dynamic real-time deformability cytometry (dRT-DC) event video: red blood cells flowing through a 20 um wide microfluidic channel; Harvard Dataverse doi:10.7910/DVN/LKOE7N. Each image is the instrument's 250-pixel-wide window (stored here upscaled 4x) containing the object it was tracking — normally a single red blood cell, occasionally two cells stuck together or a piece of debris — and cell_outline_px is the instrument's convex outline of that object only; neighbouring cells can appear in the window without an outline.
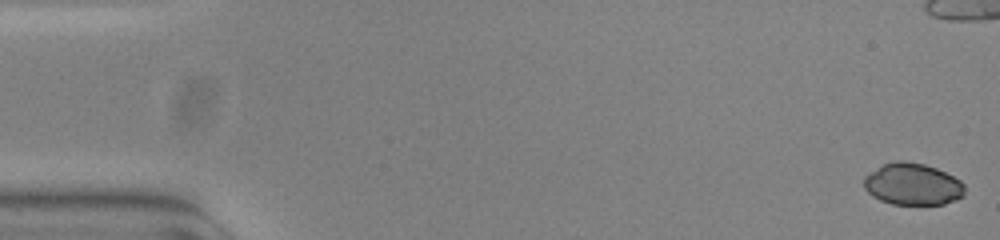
{"species": "common noctule bat (a hibernating species)", "species_latin": "Nyctalus noctula", "temperature_condition": "warm", "stored_images_in_passage": 43, "camera_frame_rate_fps": 3000, "um_per_image_px": 0.085, "animal": {"sex": "female", "body_mass_g": 23.0, "forearm_length_mm": 53.4}, "frame": {"image": 1, "passage_image": 1, "time_ms": 0.0, "image_size_px": [1000, 240], "cell_outline_px": [[964, 196], [956, 200], [944, 204], [892, 204], [880, 200], [872, 196], [864, 188], [864, 176], [884, 164], [896, 160], [904, 160], [924, 164], [936, 168], [960, 180], [964, 184]], "centroid_in_image_um": [77.57, 15.66], "position_along_channel_um": 7.4, "area_um2": 24.57}}
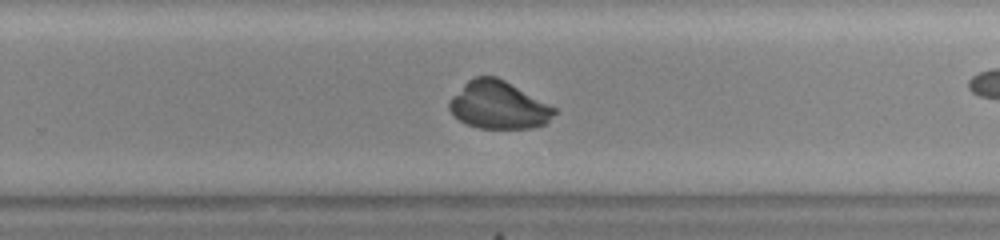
{"frame": {"image": 2, "passage_image": 35, "time_ms": 11.333, "image_size_px": [1000, 240], "cell_outline_px": [[556, 112], [544, 124], [532, 128], [480, 128], [468, 124], [460, 120], [448, 108], [448, 100], [472, 76], [496, 76], [504, 80], [556, 108]], "centroid_in_image_um": [42.34, 8.92], "position_along_channel_um": 287.5, "area_um2": 28.84}}
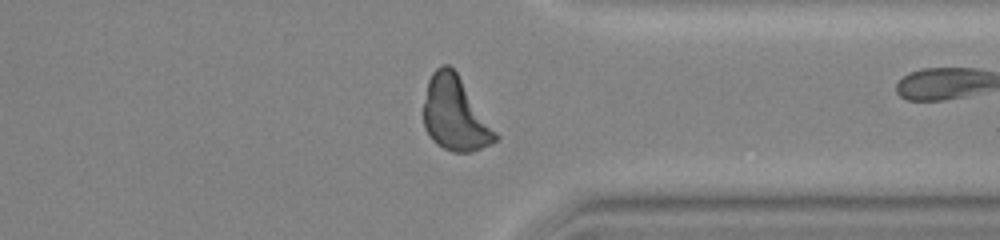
{"frame": {"image": 3, "passage_image": 42, "time_ms": 13.667, "image_size_px": [1000, 240], "cell_outline_px": [[500, 136], [492, 144], [472, 152], [452, 152], [436, 144], [432, 140], [424, 128], [424, 104], [428, 80], [432, 72], [440, 64], [448, 64], [456, 72]], "centroid_in_image_um": [38.68, 9.7], "position_along_channel_um": 372.7, "area_um2": 30.92}}